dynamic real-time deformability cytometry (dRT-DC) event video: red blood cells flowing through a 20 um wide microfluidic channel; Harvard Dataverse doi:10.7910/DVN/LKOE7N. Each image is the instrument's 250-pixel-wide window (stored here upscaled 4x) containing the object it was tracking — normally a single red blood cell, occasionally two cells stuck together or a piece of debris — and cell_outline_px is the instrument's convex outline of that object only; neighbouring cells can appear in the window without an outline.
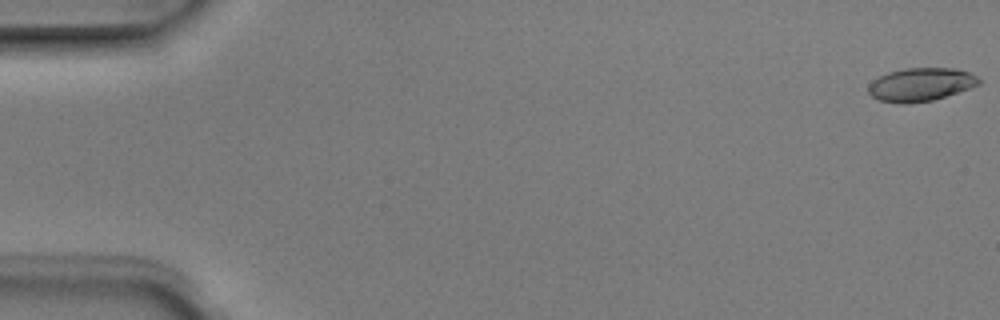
{"species": "Egyptian fruit bat (a non-hibernating species)", "species_latin": "Rousettus aegyptiacus", "temperature_condition": "room temperature", "stored_images_in_passage": 5, "camera_frame_rate_fps": 3000, "um_per_image_px": 0.085, "animal": {"sex": "male"}, "frame": {"image": 1, "passage_image": 1, "time_ms": 0.0, "image_size_px": [1000, 320], "cell_outline_px": [[980, 84], [932, 100], [908, 104], [900, 104], [880, 100], [872, 96], [868, 92], [868, 84], [872, 80], [888, 72], [904, 68], [956, 68], [968, 72], [976, 76], [980, 80]], "centroid_in_image_um": [78.22, 7.18], "position_along_channel_um": 6.8, "area_um2": 21.33}}
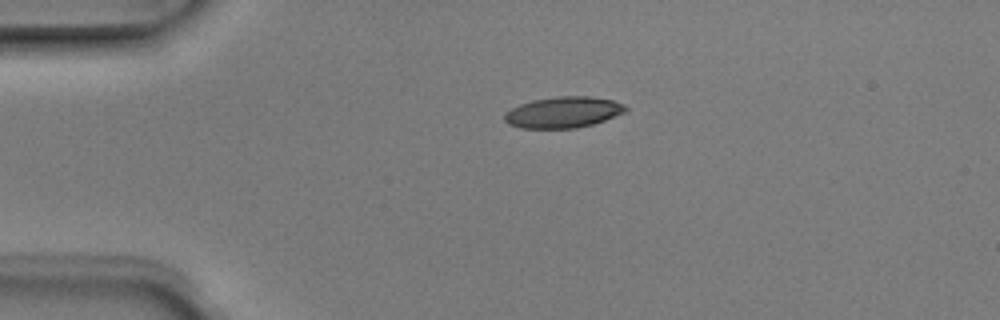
{"frame": {"image": 2, "passage_image": 4, "time_ms": 1.0, "image_size_px": [1000, 320], "cell_outline_px": [[628, 108], [624, 112], [604, 120], [592, 124], [576, 128], [520, 128], [508, 124], [504, 120], [504, 112], [520, 104], [532, 100], [556, 96], [592, 96], [612, 100], [624, 104]], "centroid_in_image_um": [47.85, 9.54], "position_along_channel_um": 37.2, "area_um2": 21.96}}